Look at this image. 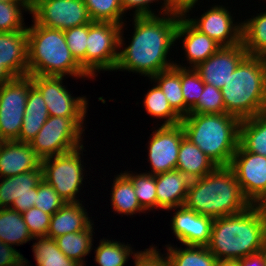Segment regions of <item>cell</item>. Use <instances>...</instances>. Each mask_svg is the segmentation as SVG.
<instances>
[{
  "mask_svg": "<svg viewBox=\"0 0 266 266\" xmlns=\"http://www.w3.org/2000/svg\"><path fill=\"white\" fill-rule=\"evenodd\" d=\"M181 15L175 12L161 16H133L134 32L126 47H122L125 46L123 23L119 34L115 71L135 72L150 79L159 72L173 68L175 62L167 60V57L171 46L177 42L176 31Z\"/></svg>",
  "mask_w": 266,
  "mask_h": 266,
  "instance_id": "6da1fadb",
  "label": "cell"
},
{
  "mask_svg": "<svg viewBox=\"0 0 266 266\" xmlns=\"http://www.w3.org/2000/svg\"><path fill=\"white\" fill-rule=\"evenodd\" d=\"M206 247L217 260H238L266 247V208L252 204L243 212L215 218Z\"/></svg>",
  "mask_w": 266,
  "mask_h": 266,
  "instance_id": "7a4b0ae2",
  "label": "cell"
},
{
  "mask_svg": "<svg viewBox=\"0 0 266 266\" xmlns=\"http://www.w3.org/2000/svg\"><path fill=\"white\" fill-rule=\"evenodd\" d=\"M188 209L213 219L243 212L252 204L244 196L230 166H217L202 178L190 181Z\"/></svg>",
  "mask_w": 266,
  "mask_h": 266,
  "instance_id": "3957f363",
  "label": "cell"
},
{
  "mask_svg": "<svg viewBox=\"0 0 266 266\" xmlns=\"http://www.w3.org/2000/svg\"><path fill=\"white\" fill-rule=\"evenodd\" d=\"M240 123L237 117L222 114L190 113L182 118L185 137L217 166H230L239 146Z\"/></svg>",
  "mask_w": 266,
  "mask_h": 266,
  "instance_id": "277c9868",
  "label": "cell"
},
{
  "mask_svg": "<svg viewBox=\"0 0 266 266\" xmlns=\"http://www.w3.org/2000/svg\"><path fill=\"white\" fill-rule=\"evenodd\" d=\"M227 114L239 120L266 111V60L247 55L221 89Z\"/></svg>",
  "mask_w": 266,
  "mask_h": 266,
  "instance_id": "5b68a950",
  "label": "cell"
},
{
  "mask_svg": "<svg viewBox=\"0 0 266 266\" xmlns=\"http://www.w3.org/2000/svg\"><path fill=\"white\" fill-rule=\"evenodd\" d=\"M33 23L27 27L28 75L91 78L71 54L64 31Z\"/></svg>",
  "mask_w": 266,
  "mask_h": 266,
  "instance_id": "8992f818",
  "label": "cell"
},
{
  "mask_svg": "<svg viewBox=\"0 0 266 266\" xmlns=\"http://www.w3.org/2000/svg\"><path fill=\"white\" fill-rule=\"evenodd\" d=\"M85 119L49 116L29 144L41 160L73 151L83 145Z\"/></svg>",
  "mask_w": 266,
  "mask_h": 266,
  "instance_id": "52a82bcc",
  "label": "cell"
},
{
  "mask_svg": "<svg viewBox=\"0 0 266 266\" xmlns=\"http://www.w3.org/2000/svg\"><path fill=\"white\" fill-rule=\"evenodd\" d=\"M83 147L84 145L73 151L41 160L43 180L51 185L66 203L81 201L76 194L80 192L84 181L85 170L80 156Z\"/></svg>",
  "mask_w": 266,
  "mask_h": 266,
  "instance_id": "ba28073f",
  "label": "cell"
},
{
  "mask_svg": "<svg viewBox=\"0 0 266 266\" xmlns=\"http://www.w3.org/2000/svg\"><path fill=\"white\" fill-rule=\"evenodd\" d=\"M120 24L92 21L88 24L86 73L94 79L99 71H115ZM94 77V78H93Z\"/></svg>",
  "mask_w": 266,
  "mask_h": 266,
  "instance_id": "9c48e42d",
  "label": "cell"
},
{
  "mask_svg": "<svg viewBox=\"0 0 266 266\" xmlns=\"http://www.w3.org/2000/svg\"><path fill=\"white\" fill-rule=\"evenodd\" d=\"M33 85L30 75L13 78L0 86V141L19 138L29 88Z\"/></svg>",
  "mask_w": 266,
  "mask_h": 266,
  "instance_id": "30bf717a",
  "label": "cell"
},
{
  "mask_svg": "<svg viewBox=\"0 0 266 266\" xmlns=\"http://www.w3.org/2000/svg\"><path fill=\"white\" fill-rule=\"evenodd\" d=\"M30 14L32 22L62 31L92 22L83 0H35Z\"/></svg>",
  "mask_w": 266,
  "mask_h": 266,
  "instance_id": "8fae6325",
  "label": "cell"
},
{
  "mask_svg": "<svg viewBox=\"0 0 266 266\" xmlns=\"http://www.w3.org/2000/svg\"><path fill=\"white\" fill-rule=\"evenodd\" d=\"M244 196L251 204H266V157L246 151L240 144L230 163Z\"/></svg>",
  "mask_w": 266,
  "mask_h": 266,
  "instance_id": "7c38bea8",
  "label": "cell"
},
{
  "mask_svg": "<svg viewBox=\"0 0 266 266\" xmlns=\"http://www.w3.org/2000/svg\"><path fill=\"white\" fill-rule=\"evenodd\" d=\"M33 86L41 93L49 116L86 117L88 101L85 96L73 97L65 85L64 76L30 75Z\"/></svg>",
  "mask_w": 266,
  "mask_h": 266,
  "instance_id": "4fadbf2b",
  "label": "cell"
},
{
  "mask_svg": "<svg viewBox=\"0 0 266 266\" xmlns=\"http://www.w3.org/2000/svg\"><path fill=\"white\" fill-rule=\"evenodd\" d=\"M148 141V161L152 175L161 174L176 169L178 153L185 132L181 124L160 126L150 134Z\"/></svg>",
  "mask_w": 266,
  "mask_h": 266,
  "instance_id": "5bb4252c",
  "label": "cell"
},
{
  "mask_svg": "<svg viewBox=\"0 0 266 266\" xmlns=\"http://www.w3.org/2000/svg\"><path fill=\"white\" fill-rule=\"evenodd\" d=\"M186 19L200 32L208 35L221 46H234L242 43V22H234V17L223 5H214L199 18ZM232 15V16H231Z\"/></svg>",
  "mask_w": 266,
  "mask_h": 266,
  "instance_id": "9a60e30c",
  "label": "cell"
},
{
  "mask_svg": "<svg viewBox=\"0 0 266 266\" xmlns=\"http://www.w3.org/2000/svg\"><path fill=\"white\" fill-rule=\"evenodd\" d=\"M0 209L10 208L23 213L34 206L37 186L43 180L42 168L0 178Z\"/></svg>",
  "mask_w": 266,
  "mask_h": 266,
  "instance_id": "2e32d148",
  "label": "cell"
},
{
  "mask_svg": "<svg viewBox=\"0 0 266 266\" xmlns=\"http://www.w3.org/2000/svg\"><path fill=\"white\" fill-rule=\"evenodd\" d=\"M247 55L243 43L234 46H222L194 69L204 83L221 90L230 75Z\"/></svg>",
  "mask_w": 266,
  "mask_h": 266,
  "instance_id": "e0dca14e",
  "label": "cell"
},
{
  "mask_svg": "<svg viewBox=\"0 0 266 266\" xmlns=\"http://www.w3.org/2000/svg\"><path fill=\"white\" fill-rule=\"evenodd\" d=\"M169 210L175 211L171 229L182 245L206 246L209 243L213 218L200 215L185 205Z\"/></svg>",
  "mask_w": 266,
  "mask_h": 266,
  "instance_id": "ac0fdd59",
  "label": "cell"
},
{
  "mask_svg": "<svg viewBox=\"0 0 266 266\" xmlns=\"http://www.w3.org/2000/svg\"><path fill=\"white\" fill-rule=\"evenodd\" d=\"M179 39H181L183 43L182 48L184 47L185 57L186 60L189 61L188 63L190 65L188 67L187 65L182 66L175 63L176 66L182 68L197 67L200 63L206 61L222 47L208 35L196 29L184 15L180 16L176 31V40Z\"/></svg>",
  "mask_w": 266,
  "mask_h": 266,
  "instance_id": "d6986e66",
  "label": "cell"
},
{
  "mask_svg": "<svg viewBox=\"0 0 266 266\" xmlns=\"http://www.w3.org/2000/svg\"><path fill=\"white\" fill-rule=\"evenodd\" d=\"M27 48V29L0 32V64L14 78L28 75Z\"/></svg>",
  "mask_w": 266,
  "mask_h": 266,
  "instance_id": "ffe728a7",
  "label": "cell"
},
{
  "mask_svg": "<svg viewBox=\"0 0 266 266\" xmlns=\"http://www.w3.org/2000/svg\"><path fill=\"white\" fill-rule=\"evenodd\" d=\"M41 166V159L29 143L0 141V178L26 173Z\"/></svg>",
  "mask_w": 266,
  "mask_h": 266,
  "instance_id": "44dd1931",
  "label": "cell"
},
{
  "mask_svg": "<svg viewBox=\"0 0 266 266\" xmlns=\"http://www.w3.org/2000/svg\"><path fill=\"white\" fill-rule=\"evenodd\" d=\"M190 179L177 169L155 175L157 210L183 206L187 199Z\"/></svg>",
  "mask_w": 266,
  "mask_h": 266,
  "instance_id": "7402d4cb",
  "label": "cell"
},
{
  "mask_svg": "<svg viewBox=\"0 0 266 266\" xmlns=\"http://www.w3.org/2000/svg\"><path fill=\"white\" fill-rule=\"evenodd\" d=\"M82 202H67L50 219L46 237L55 239L67 233L83 231L92 224V217Z\"/></svg>",
  "mask_w": 266,
  "mask_h": 266,
  "instance_id": "603a6c76",
  "label": "cell"
},
{
  "mask_svg": "<svg viewBox=\"0 0 266 266\" xmlns=\"http://www.w3.org/2000/svg\"><path fill=\"white\" fill-rule=\"evenodd\" d=\"M217 165L205 155L198 146L184 137L178 153L176 169L190 180L202 178L213 171Z\"/></svg>",
  "mask_w": 266,
  "mask_h": 266,
  "instance_id": "cb8c5ba5",
  "label": "cell"
},
{
  "mask_svg": "<svg viewBox=\"0 0 266 266\" xmlns=\"http://www.w3.org/2000/svg\"><path fill=\"white\" fill-rule=\"evenodd\" d=\"M25 115L19 138L16 141L30 143L49 117L48 108L41 93L32 85L29 88Z\"/></svg>",
  "mask_w": 266,
  "mask_h": 266,
  "instance_id": "d4e9b609",
  "label": "cell"
},
{
  "mask_svg": "<svg viewBox=\"0 0 266 266\" xmlns=\"http://www.w3.org/2000/svg\"><path fill=\"white\" fill-rule=\"evenodd\" d=\"M114 177L110 197L113 211L127 216L146 213L137 200L131 180L122 172Z\"/></svg>",
  "mask_w": 266,
  "mask_h": 266,
  "instance_id": "484cf974",
  "label": "cell"
},
{
  "mask_svg": "<svg viewBox=\"0 0 266 266\" xmlns=\"http://www.w3.org/2000/svg\"><path fill=\"white\" fill-rule=\"evenodd\" d=\"M239 144L248 152L266 157V111L241 120Z\"/></svg>",
  "mask_w": 266,
  "mask_h": 266,
  "instance_id": "4316f807",
  "label": "cell"
},
{
  "mask_svg": "<svg viewBox=\"0 0 266 266\" xmlns=\"http://www.w3.org/2000/svg\"><path fill=\"white\" fill-rule=\"evenodd\" d=\"M93 225L94 222L83 231L67 233L54 239L66 257L82 266L85 265V256L93 249Z\"/></svg>",
  "mask_w": 266,
  "mask_h": 266,
  "instance_id": "83f0119b",
  "label": "cell"
},
{
  "mask_svg": "<svg viewBox=\"0 0 266 266\" xmlns=\"http://www.w3.org/2000/svg\"><path fill=\"white\" fill-rule=\"evenodd\" d=\"M22 213L10 208L0 209V240L13 247L33 240Z\"/></svg>",
  "mask_w": 266,
  "mask_h": 266,
  "instance_id": "f1b7e54d",
  "label": "cell"
},
{
  "mask_svg": "<svg viewBox=\"0 0 266 266\" xmlns=\"http://www.w3.org/2000/svg\"><path fill=\"white\" fill-rule=\"evenodd\" d=\"M150 79L160 87L171 108L184 118L185 101L182 95L181 67L174 65L173 68L159 72Z\"/></svg>",
  "mask_w": 266,
  "mask_h": 266,
  "instance_id": "f546056e",
  "label": "cell"
},
{
  "mask_svg": "<svg viewBox=\"0 0 266 266\" xmlns=\"http://www.w3.org/2000/svg\"><path fill=\"white\" fill-rule=\"evenodd\" d=\"M242 43L248 55L266 57V11L242 22Z\"/></svg>",
  "mask_w": 266,
  "mask_h": 266,
  "instance_id": "4dcf8cb0",
  "label": "cell"
},
{
  "mask_svg": "<svg viewBox=\"0 0 266 266\" xmlns=\"http://www.w3.org/2000/svg\"><path fill=\"white\" fill-rule=\"evenodd\" d=\"M167 247L168 266H215L217 259L206 246L186 245V248Z\"/></svg>",
  "mask_w": 266,
  "mask_h": 266,
  "instance_id": "1f68e13d",
  "label": "cell"
},
{
  "mask_svg": "<svg viewBox=\"0 0 266 266\" xmlns=\"http://www.w3.org/2000/svg\"><path fill=\"white\" fill-rule=\"evenodd\" d=\"M143 106L146 112L157 119H164L161 126H172L181 123L182 118L171 108L166 96L157 84L144 95Z\"/></svg>",
  "mask_w": 266,
  "mask_h": 266,
  "instance_id": "d6a6232c",
  "label": "cell"
},
{
  "mask_svg": "<svg viewBox=\"0 0 266 266\" xmlns=\"http://www.w3.org/2000/svg\"><path fill=\"white\" fill-rule=\"evenodd\" d=\"M130 244L109 239H101L95 250V262L98 266H124L128 259L135 255Z\"/></svg>",
  "mask_w": 266,
  "mask_h": 266,
  "instance_id": "836d02e7",
  "label": "cell"
},
{
  "mask_svg": "<svg viewBox=\"0 0 266 266\" xmlns=\"http://www.w3.org/2000/svg\"><path fill=\"white\" fill-rule=\"evenodd\" d=\"M33 240H36L32 245L36 266H82L66 257L54 239L37 237Z\"/></svg>",
  "mask_w": 266,
  "mask_h": 266,
  "instance_id": "e575fe53",
  "label": "cell"
},
{
  "mask_svg": "<svg viewBox=\"0 0 266 266\" xmlns=\"http://www.w3.org/2000/svg\"><path fill=\"white\" fill-rule=\"evenodd\" d=\"M124 174L131 180L134 185L135 194L141 207L145 211L157 209V195L155 175L143 173H130L124 171Z\"/></svg>",
  "mask_w": 266,
  "mask_h": 266,
  "instance_id": "d590c367",
  "label": "cell"
},
{
  "mask_svg": "<svg viewBox=\"0 0 266 266\" xmlns=\"http://www.w3.org/2000/svg\"><path fill=\"white\" fill-rule=\"evenodd\" d=\"M92 21L112 22L122 25L126 16L120 0H83ZM124 15V16H123Z\"/></svg>",
  "mask_w": 266,
  "mask_h": 266,
  "instance_id": "8d00e7d4",
  "label": "cell"
},
{
  "mask_svg": "<svg viewBox=\"0 0 266 266\" xmlns=\"http://www.w3.org/2000/svg\"><path fill=\"white\" fill-rule=\"evenodd\" d=\"M30 13L28 2H1L0 1V32L26 30L22 12Z\"/></svg>",
  "mask_w": 266,
  "mask_h": 266,
  "instance_id": "74e56055",
  "label": "cell"
},
{
  "mask_svg": "<svg viewBox=\"0 0 266 266\" xmlns=\"http://www.w3.org/2000/svg\"><path fill=\"white\" fill-rule=\"evenodd\" d=\"M205 83L194 68L181 67L182 95L185 101V117L190 109L198 102L204 90Z\"/></svg>",
  "mask_w": 266,
  "mask_h": 266,
  "instance_id": "f35d334b",
  "label": "cell"
},
{
  "mask_svg": "<svg viewBox=\"0 0 266 266\" xmlns=\"http://www.w3.org/2000/svg\"><path fill=\"white\" fill-rule=\"evenodd\" d=\"M190 113L222 114L226 113L223 95L220 89L213 85H204V90L198 102L190 109Z\"/></svg>",
  "mask_w": 266,
  "mask_h": 266,
  "instance_id": "ab89813d",
  "label": "cell"
},
{
  "mask_svg": "<svg viewBox=\"0 0 266 266\" xmlns=\"http://www.w3.org/2000/svg\"><path fill=\"white\" fill-rule=\"evenodd\" d=\"M64 35L71 54L86 72L88 24L75 26L71 29L65 30Z\"/></svg>",
  "mask_w": 266,
  "mask_h": 266,
  "instance_id": "60d3db41",
  "label": "cell"
},
{
  "mask_svg": "<svg viewBox=\"0 0 266 266\" xmlns=\"http://www.w3.org/2000/svg\"><path fill=\"white\" fill-rule=\"evenodd\" d=\"M66 202L55 189L42 180L37 186L34 206L51 216L57 212Z\"/></svg>",
  "mask_w": 266,
  "mask_h": 266,
  "instance_id": "b9f144b4",
  "label": "cell"
},
{
  "mask_svg": "<svg viewBox=\"0 0 266 266\" xmlns=\"http://www.w3.org/2000/svg\"><path fill=\"white\" fill-rule=\"evenodd\" d=\"M22 216L33 238L47 236L51 219L50 214L33 206L29 210L23 212Z\"/></svg>",
  "mask_w": 266,
  "mask_h": 266,
  "instance_id": "7bdbcfd3",
  "label": "cell"
},
{
  "mask_svg": "<svg viewBox=\"0 0 266 266\" xmlns=\"http://www.w3.org/2000/svg\"><path fill=\"white\" fill-rule=\"evenodd\" d=\"M120 1H121V6L124 11V14L127 13V10L133 9L134 17L157 15V13L150 8V6H152L150 4L154 2L156 3L157 1L159 2V0H120ZM163 1L164 2L160 6L161 10L159 11L158 15L175 13V11L172 9L170 0H163Z\"/></svg>",
  "mask_w": 266,
  "mask_h": 266,
  "instance_id": "ee69618b",
  "label": "cell"
},
{
  "mask_svg": "<svg viewBox=\"0 0 266 266\" xmlns=\"http://www.w3.org/2000/svg\"><path fill=\"white\" fill-rule=\"evenodd\" d=\"M157 246H150V248L144 249V251H137L133 255L135 266H168L167 256L159 253Z\"/></svg>",
  "mask_w": 266,
  "mask_h": 266,
  "instance_id": "f6af8a7d",
  "label": "cell"
},
{
  "mask_svg": "<svg viewBox=\"0 0 266 266\" xmlns=\"http://www.w3.org/2000/svg\"><path fill=\"white\" fill-rule=\"evenodd\" d=\"M24 256L11 245L0 240V266H12L20 262Z\"/></svg>",
  "mask_w": 266,
  "mask_h": 266,
  "instance_id": "bcb514c9",
  "label": "cell"
},
{
  "mask_svg": "<svg viewBox=\"0 0 266 266\" xmlns=\"http://www.w3.org/2000/svg\"><path fill=\"white\" fill-rule=\"evenodd\" d=\"M240 266H266L265 253L260 251L237 260Z\"/></svg>",
  "mask_w": 266,
  "mask_h": 266,
  "instance_id": "7dc6e473",
  "label": "cell"
},
{
  "mask_svg": "<svg viewBox=\"0 0 266 266\" xmlns=\"http://www.w3.org/2000/svg\"><path fill=\"white\" fill-rule=\"evenodd\" d=\"M170 2L172 5V9L175 12L183 15V14H187L190 11H192L196 3L199 1L198 0H170Z\"/></svg>",
  "mask_w": 266,
  "mask_h": 266,
  "instance_id": "c3c4849f",
  "label": "cell"
},
{
  "mask_svg": "<svg viewBox=\"0 0 266 266\" xmlns=\"http://www.w3.org/2000/svg\"><path fill=\"white\" fill-rule=\"evenodd\" d=\"M14 77L0 64V86L11 81Z\"/></svg>",
  "mask_w": 266,
  "mask_h": 266,
  "instance_id": "681fc988",
  "label": "cell"
},
{
  "mask_svg": "<svg viewBox=\"0 0 266 266\" xmlns=\"http://www.w3.org/2000/svg\"><path fill=\"white\" fill-rule=\"evenodd\" d=\"M215 266H240L237 260H217Z\"/></svg>",
  "mask_w": 266,
  "mask_h": 266,
  "instance_id": "f907efd6",
  "label": "cell"
},
{
  "mask_svg": "<svg viewBox=\"0 0 266 266\" xmlns=\"http://www.w3.org/2000/svg\"><path fill=\"white\" fill-rule=\"evenodd\" d=\"M28 260L26 258H23L20 262L12 265V266H27L28 265ZM27 264V265H26ZM31 266V265H30Z\"/></svg>",
  "mask_w": 266,
  "mask_h": 266,
  "instance_id": "816d5d0a",
  "label": "cell"
},
{
  "mask_svg": "<svg viewBox=\"0 0 266 266\" xmlns=\"http://www.w3.org/2000/svg\"><path fill=\"white\" fill-rule=\"evenodd\" d=\"M1 2H27L26 0H0Z\"/></svg>",
  "mask_w": 266,
  "mask_h": 266,
  "instance_id": "f5cc1de1",
  "label": "cell"
},
{
  "mask_svg": "<svg viewBox=\"0 0 266 266\" xmlns=\"http://www.w3.org/2000/svg\"><path fill=\"white\" fill-rule=\"evenodd\" d=\"M30 5L35 1V0H26Z\"/></svg>",
  "mask_w": 266,
  "mask_h": 266,
  "instance_id": "db71d44e",
  "label": "cell"
},
{
  "mask_svg": "<svg viewBox=\"0 0 266 266\" xmlns=\"http://www.w3.org/2000/svg\"><path fill=\"white\" fill-rule=\"evenodd\" d=\"M262 251L265 253V260H266V247Z\"/></svg>",
  "mask_w": 266,
  "mask_h": 266,
  "instance_id": "11a10c76",
  "label": "cell"
}]
</instances>
